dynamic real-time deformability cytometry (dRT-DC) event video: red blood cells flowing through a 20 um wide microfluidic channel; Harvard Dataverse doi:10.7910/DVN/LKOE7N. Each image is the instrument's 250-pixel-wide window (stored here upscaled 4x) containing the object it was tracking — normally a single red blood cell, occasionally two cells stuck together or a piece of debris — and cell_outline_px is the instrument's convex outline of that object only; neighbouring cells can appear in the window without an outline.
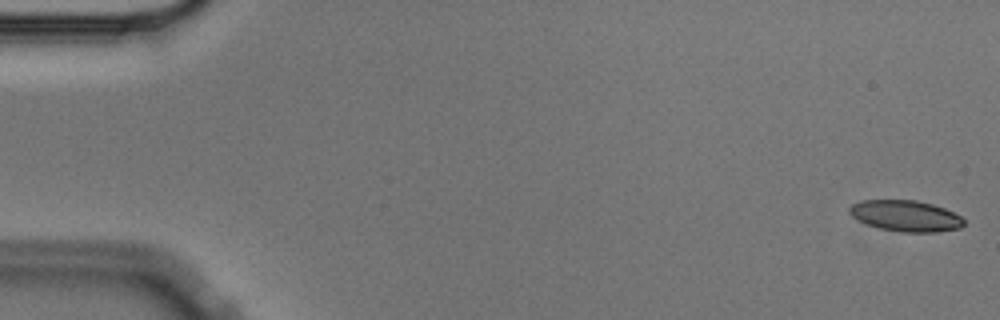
{"species": "Egyptian fruit bat (a non-hibernating species)", "species_latin": "Rousettus aegyptiacus", "temperature_condition": "cold", "stored_images_in_passage": 56, "camera_frame_rate_fps": 3000, "um_per_image_px": 0.085, "animal": {"sex": "male"}, "frame": {"image": 1, "passage_image": 1, "time_ms": 0.0, "image_size_px": [1000, 320], "cell_outline_px": [[964, 224], [960, 228], [936, 232], [900, 232], [880, 228], [868, 224], [852, 216], [848, 212], [848, 208], [852, 204], [860, 200], [916, 200], [932, 204], [944, 208], [960, 216], [964, 220]], "centroid_in_image_um": [76.97, 18.34], "position_along_channel_um": 8.0, "area_um2": 20.63}}
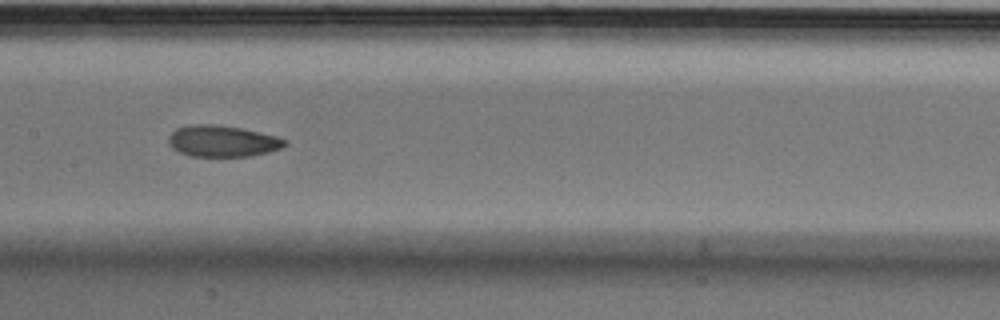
{"frame": {"image": 2, "passage_image": 28, "time_ms": 9.0, "image_size_px": [1000, 320], "cell_outline_px": [[288, 144], [280, 148], [268, 152], [252, 156], [192, 156], [180, 152], [172, 148], [168, 144], [168, 136], [176, 128], [188, 124], [212, 124], [240, 128], [276, 136], [288, 140]], "centroid_in_image_um": [18.89, 11.99], "position_along_channel_um": 188.5, "area_um2": 21.27}}
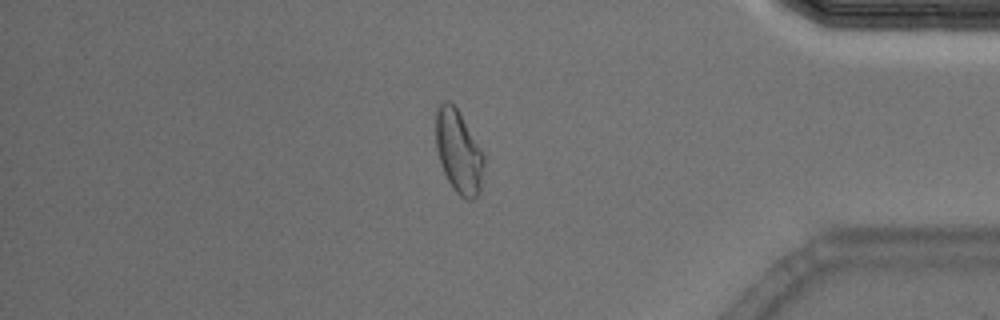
{"frame": {"image": 3, "passage_image": 48, "time_ms": 15.667, "image_size_px": [1000, 320], "cell_outline_px": [[484, 168], [480, 192], [472, 200], [468, 200], [460, 196], [456, 192], [448, 180], [444, 172], [436, 148], [436, 108], [444, 100], [448, 100], [460, 112], [484, 156]], "centroid_in_image_um": [38.98, 12.9], "position_along_channel_um": 396.2, "area_um2": 23.12}, "authors_computed_cell_mechanics": {"area_um2": 21.7617, "velocity_mm_per_s": 3.5477, "shape_relaxation_time_tau1_ms": 5.3853, "shape_relaxation_time_tau2_ms": 2.9707, "deformation_change_tau1": 0.1267, "deformation_change_tau2": 0.084}}